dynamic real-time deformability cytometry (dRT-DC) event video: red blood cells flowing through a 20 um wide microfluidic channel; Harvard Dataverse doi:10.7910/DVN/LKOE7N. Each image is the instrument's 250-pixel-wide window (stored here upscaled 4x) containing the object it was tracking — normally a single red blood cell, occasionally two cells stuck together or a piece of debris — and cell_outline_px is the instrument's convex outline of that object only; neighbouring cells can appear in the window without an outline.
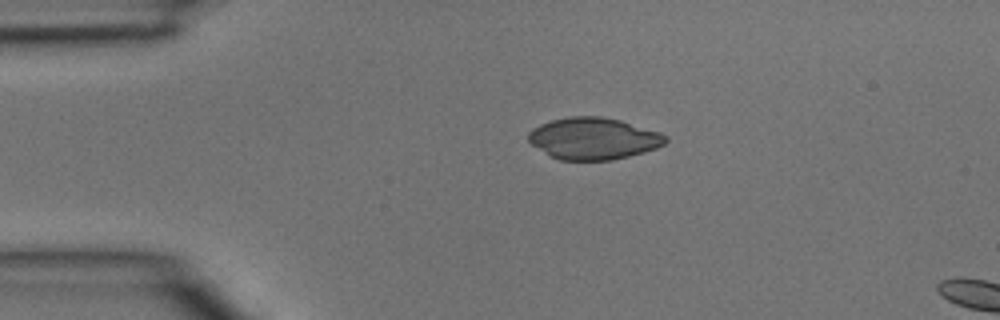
{"species": "common noctule bat (a hibernating species)", "species_latin": "Nyctalus noctula", "temperature_condition": "room temperature", "stored_images_in_passage": 2, "camera_frame_rate_fps": 3000, "um_per_image_px": 0.085, "animal": {"sex": "male", "body_mass_g": 15.6}, "frame": {"image": 1, "passage_image": 1, "time_ms": 0.0, "image_size_px": [1000, 320], "cell_outline_px": [[668, 140], [664, 144], [656, 148], [644, 152], [612, 160], [560, 160], [552, 156], [532, 144], [528, 140], [528, 132], [532, 128], [540, 124], [552, 120], [568, 116], [600, 116], [620, 120], [660, 132], [668, 136]], "centroid_in_image_um": [50.46, 11.76], "position_along_channel_um": 34.5, "area_um2": 33.35}}